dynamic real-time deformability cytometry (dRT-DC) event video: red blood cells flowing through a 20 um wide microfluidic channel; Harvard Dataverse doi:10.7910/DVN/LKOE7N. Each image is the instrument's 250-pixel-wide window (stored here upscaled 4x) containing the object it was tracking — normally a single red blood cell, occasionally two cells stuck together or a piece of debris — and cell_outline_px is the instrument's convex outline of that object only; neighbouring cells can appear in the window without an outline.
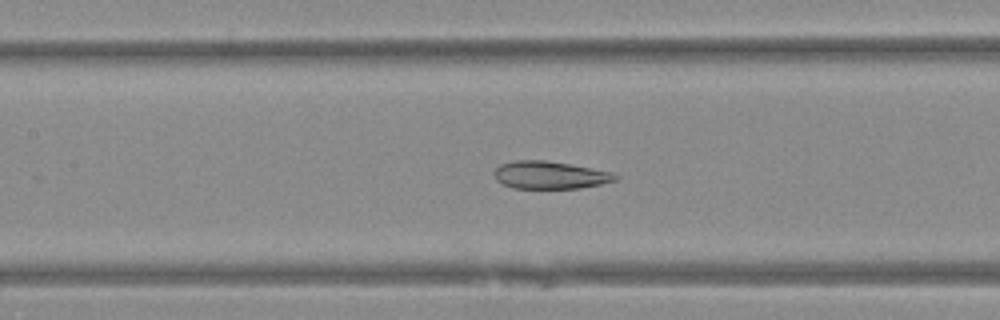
{"species": "Egyptian fruit bat (a non-hibernating species)", "species_latin": "Rousettus aegyptiacus", "temperature_condition": "warm", "stored_images_in_passage": 50, "camera_frame_rate_fps": 3000, "um_per_image_px": 0.085, "animal": {"sex": "female"}, "frame": {"image": 1, "passage_image": 23, "time_ms": 7.333, "image_size_px": [1000, 320], "cell_outline_px": [[620, 176], [616, 180], [600, 184], [580, 188], [512, 188], [496, 180], [496, 168], [500, 164], [516, 160], [544, 160], [568, 164], [612, 172]], "centroid_in_image_um": [46.76, 14.88], "position_along_channel_um": 160.6, "area_um2": 19.25}}
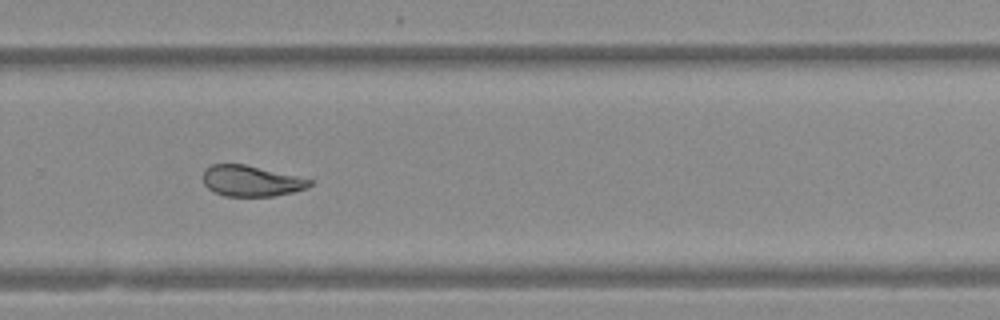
{"frame": {"image": 2, "passage_image": 34, "time_ms": 11.0, "image_size_px": [1000, 320], "cell_outline_px": [[312, 184], [304, 188], [292, 192], [272, 196], [224, 196], [212, 192], [204, 184], [204, 168], [212, 164], [244, 164], [296, 176], [312, 180]], "centroid_in_image_um": [21.29, 15.38], "position_along_channel_um": 308.5, "area_um2": 18.96}}
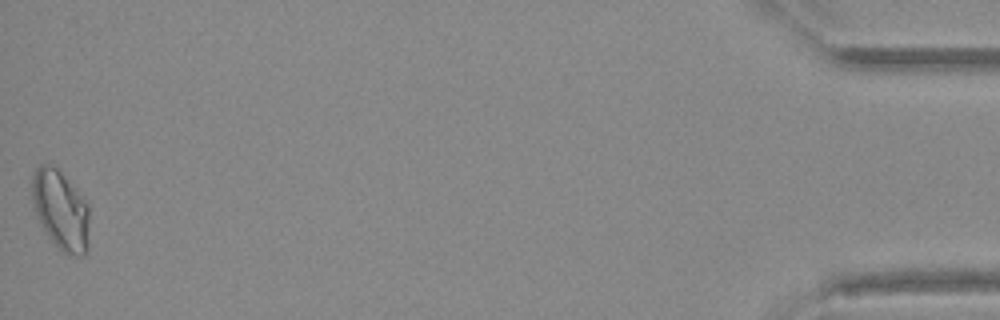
{"frame": {"image": 3, "passage_image": 50, "time_ms": 16.333, "image_size_px": [1000, 320], "cell_outline_px": [[88, 252], [84, 256], [76, 256], [64, 252], [48, 236], [36, 212], [32, 196], [32, 176], [36, 168], [40, 164], [48, 164], [56, 168], [76, 188], [88, 204]], "centroid_in_image_um": [5.18, 17.85], "position_along_channel_um": 430.0, "area_um2": 26.13}}